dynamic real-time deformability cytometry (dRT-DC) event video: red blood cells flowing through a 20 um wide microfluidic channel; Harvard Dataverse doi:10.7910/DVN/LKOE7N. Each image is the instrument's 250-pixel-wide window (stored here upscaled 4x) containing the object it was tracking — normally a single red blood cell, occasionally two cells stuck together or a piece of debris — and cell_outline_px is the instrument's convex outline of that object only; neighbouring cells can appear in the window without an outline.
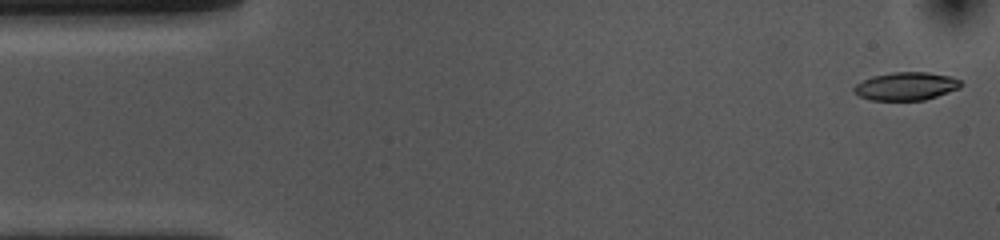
{"species": "common noctule bat (a hibernating species)", "species_latin": "Nyctalus noctula", "temperature_condition": "cold", "stored_images_in_passage": 53, "camera_frame_rate_fps": 3000, "um_per_image_px": 0.085, "animal": {"sex": "female", "body_mass_g": 10.0, "forearm_length_mm": 53.1}, "frame": {"image": 1, "passage_image": 1, "time_ms": 0.0, "image_size_px": [1000, 240], "cell_outline_px": [[960, 88], [924, 100], [872, 100], [860, 96], [852, 92], [852, 88], [856, 84], [872, 76], [892, 72], [928, 72], [948, 76], [960, 80]], "centroid_in_image_um": [76.97, 7.33], "position_along_channel_um": 8.0, "area_um2": 17.34}}
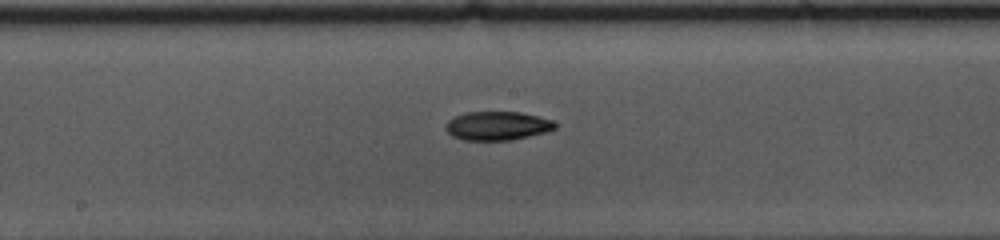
{"frame": {"image": 2, "passage_image": 26, "time_ms": 8.333, "image_size_px": [1000, 240], "cell_outline_px": [[556, 128], [548, 132], [512, 140], [464, 140], [452, 136], [444, 128], [448, 120], [464, 112], [520, 112], [540, 116], [552, 120], [556, 124]], "centroid_in_image_um": [42.29, 10.69], "position_along_channel_um": 205.9, "area_um2": 18.5}}
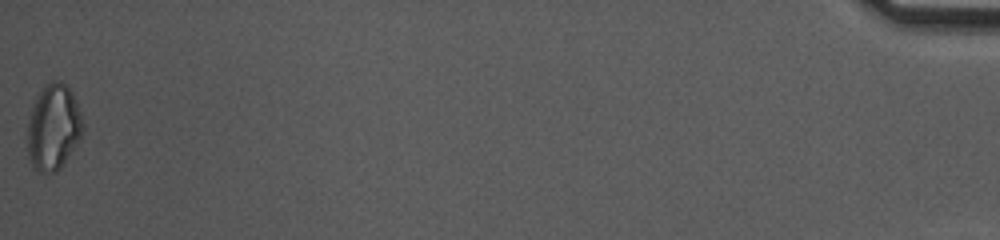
{"frame": {"image": 3, "passage_image": 53, "time_ms": 17.333, "image_size_px": [1000, 240], "cell_outline_px": [[84, 128], [80, 140], [60, 168], [56, 172], [36, 172], [32, 168], [28, 156], [28, 120], [32, 104], [44, 84], [52, 80], [60, 80], [68, 88], [80, 112], [84, 124]], "centroid_in_image_um": [4.52, 10.83], "position_along_channel_um": 430.7, "area_um2": 27.8}, "authors_computed_cell_mechanics": {"area_um2": 18.4382, "velocity_mm_per_s": 3.672, "shape_relaxation_time_tau1_ms": 5.0243, "shape_relaxation_time_tau2_ms": 10.1603, "deformation_change_tau1": 0.1401, "deformation_change_tau2": 0.1641}}